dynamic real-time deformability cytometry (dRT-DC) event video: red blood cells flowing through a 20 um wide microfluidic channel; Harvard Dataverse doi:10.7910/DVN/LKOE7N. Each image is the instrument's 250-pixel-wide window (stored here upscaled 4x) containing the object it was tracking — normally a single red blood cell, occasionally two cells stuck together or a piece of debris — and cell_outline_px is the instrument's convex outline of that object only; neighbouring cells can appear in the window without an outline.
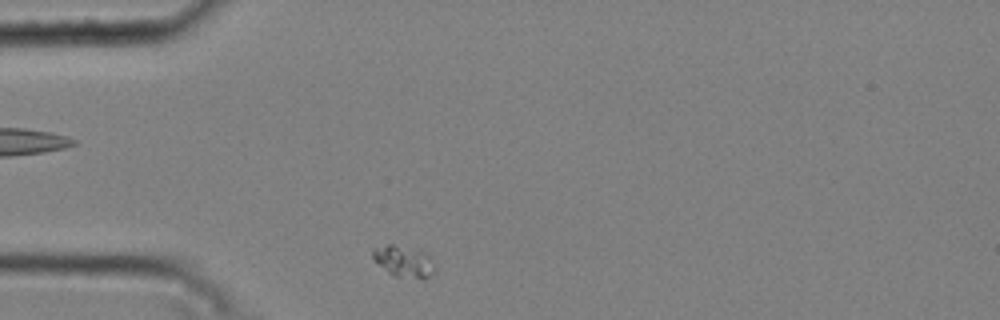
{"species": "common noctule bat (a hibernating species)", "species_latin": "Nyctalus noctula", "temperature_condition": "cold", "stored_images_in_passage": 41, "camera_frame_rate_fps": 3000, "um_per_image_px": 0.085, "animal": {"sex": "male", "body_mass_g": 20.4}, "frame": {"image": 1, "passage_image": 1, "time_ms": 0.0, "image_size_px": [1000, 320], "cell_outline_px": [[432, 272], [428, 276], [392, 276], [372, 256], [372, 248], [388, 244], [392, 244], [428, 252]], "centroid_in_image_um": [34.24, 22.15], "position_along_channel_um": 50.8, "area_um2": 10.58}}